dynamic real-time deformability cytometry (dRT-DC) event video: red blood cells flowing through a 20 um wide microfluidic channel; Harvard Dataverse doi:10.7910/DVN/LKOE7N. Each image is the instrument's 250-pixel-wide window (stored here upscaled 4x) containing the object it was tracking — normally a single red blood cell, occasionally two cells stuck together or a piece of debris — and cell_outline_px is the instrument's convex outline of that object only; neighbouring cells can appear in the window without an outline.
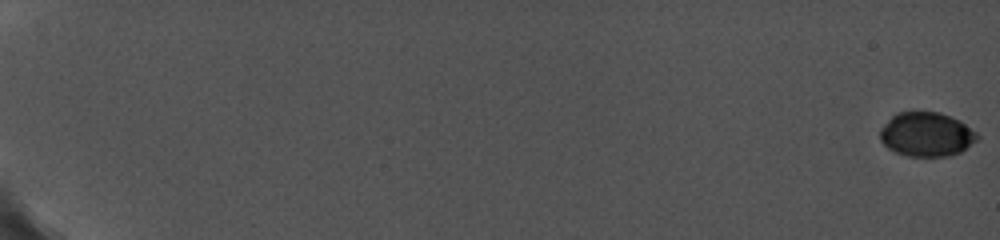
{"species": "common noctule bat (a hibernating species)", "species_latin": "Nyctalus noctula", "temperature_condition": "cold", "stored_images_in_passage": 62, "camera_frame_rate_fps": 5000, "um_per_image_px": 0.085, "animal": {"sex": "female", "body_mass_g": 19.0, "forearm_length_mm": 56.7}, "frame": {"image": 1, "passage_image": 1, "time_ms": 0.0, "image_size_px": [1000, 240], "cell_outline_px": [[980, 136], [976, 140], [960, 152], [948, 156], [908, 156], [896, 152], [888, 148], [880, 140], [880, 128], [892, 116], [900, 112], [912, 108], [940, 112], [960, 120], [976, 132]], "centroid_in_image_um": [78.73, 11.37], "position_along_channel_um": 6.3, "area_um2": 25.49}}
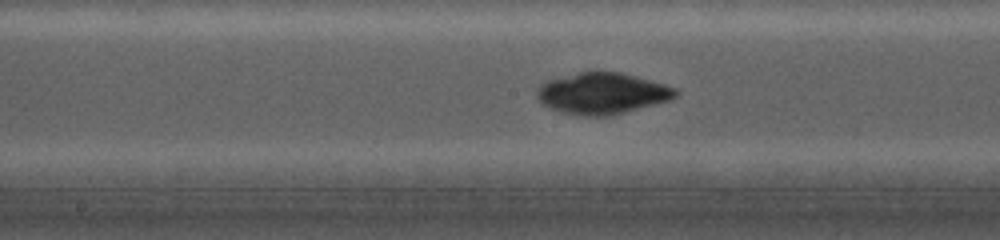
{"frame": {"image": 2, "passage_image": 40, "time_ms": 11.4, "image_size_px": [1000, 240], "cell_outline_px": [[680, 92], [672, 100], [608, 116], [584, 116], [564, 112], [552, 108], [544, 104], [536, 96], [536, 92], [540, 84], [548, 80], [580, 72], [620, 72], [664, 84], [676, 88]], "centroid_in_image_um": [51.22, 7.94], "position_along_channel_um": 197.0, "area_um2": 33.0}}
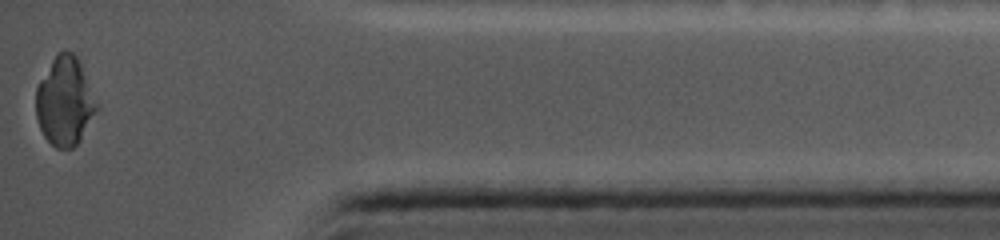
{"frame": {"image": 3, "passage_image": 62, "time_ms": 18.0, "image_size_px": [1000, 240], "cell_outline_px": [[100, 108], [80, 140], [72, 148], [56, 148], [44, 136], [40, 128], [36, 116], [36, 88], [40, 80], [56, 52], [64, 48], [72, 52], [76, 56], [80, 64]], "centroid_in_image_um": [5.51, 8.6], "position_along_channel_um": 429.7, "area_um2": 31.44}}